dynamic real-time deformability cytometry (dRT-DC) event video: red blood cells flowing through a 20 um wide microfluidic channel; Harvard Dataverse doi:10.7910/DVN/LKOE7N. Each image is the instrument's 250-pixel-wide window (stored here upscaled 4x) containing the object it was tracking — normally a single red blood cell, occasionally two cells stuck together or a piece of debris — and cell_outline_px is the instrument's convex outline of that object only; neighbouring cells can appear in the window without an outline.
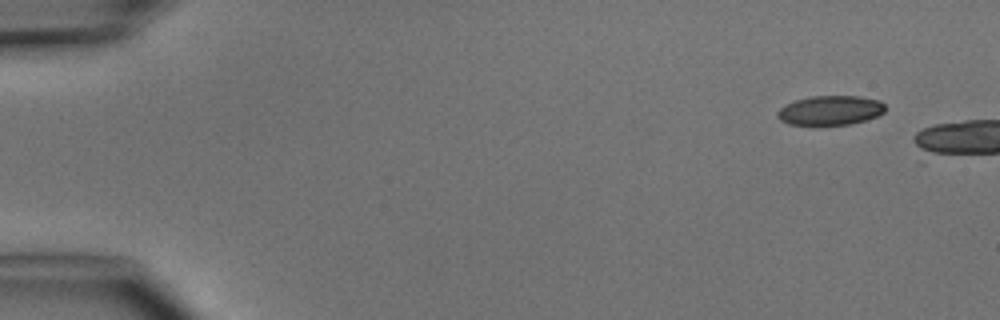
{"species": "common noctule bat (a hibernating species)", "species_latin": "Nyctalus noctula", "temperature_condition": "cold", "stored_images_in_passage": 3, "camera_frame_rate_fps": 3000, "um_per_image_px": 0.085, "animal": {"sex": "male", "body_mass_g": 15.6}, "frame": {"image": 1, "passage_image": 1, "time_ms": 0.0, "image_size_px": [1000, 320], "cell_outline_px": [[884, 112], [868, 120], [848, 124], [816, 128], [788, 124], [780, 120], [776, 116], [776, 112], [780, 108], [796, 100], [812, 96], [860, 96], [880, 100], [884, 104]], "centroid_in_image_um": [70.54, 9.43], "position_along_channel_um": 14.5, "area_um2": 19.19}}